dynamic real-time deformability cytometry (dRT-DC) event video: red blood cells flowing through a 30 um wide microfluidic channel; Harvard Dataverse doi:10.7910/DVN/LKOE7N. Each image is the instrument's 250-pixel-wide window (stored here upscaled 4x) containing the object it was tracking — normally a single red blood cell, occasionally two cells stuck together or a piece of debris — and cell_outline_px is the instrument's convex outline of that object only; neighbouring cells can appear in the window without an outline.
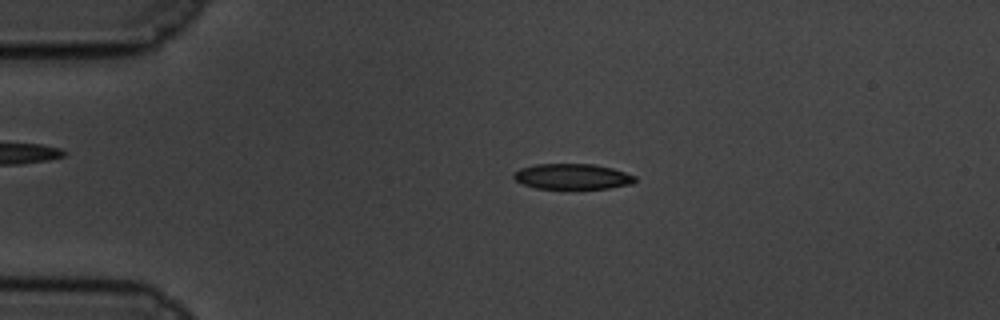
{"species": "common noctule bat (a hibernating species)", "species_latin": "Nyctalus noctula", "temperature_condition": "cold", "stored_images_in_passage": 58, "camera_frame_rate_fps": 3000, "um_per_image_px": 0.085, "animal": {"sex": "male", "body_mass_g": 19.5, "forearm_length_mm": 54.6}, "frame": {"image": 1, "passage_image": 12, "time_ms": 3.667, "image_size_px": [1000, 320], "cell_outline_px": [[636, 180], [632, 184], [608, 188], [536, 188], [524, 184], [516, 180], [512, 176], [520, 168], [536, 164], [592, 164], [612, 168], [636, 176]], "centroid_in_image_um": [48.66, 15.0], "position_along_channel_um": 36.3, "area_um2": 17.8}}
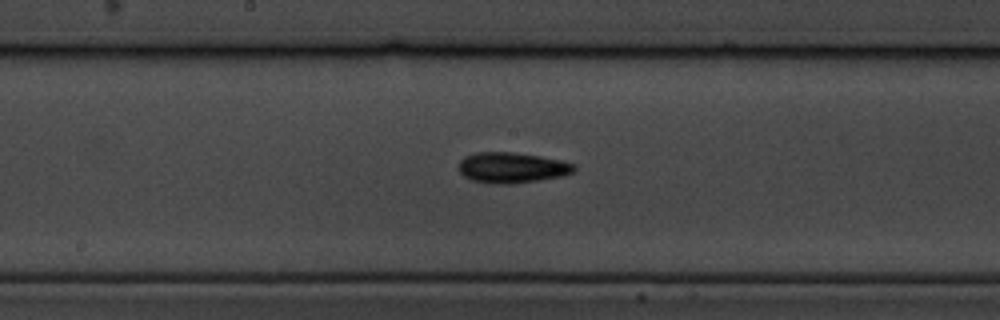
{"frame": {"image": 2, "passage_image": 30, "time_ms": 9.667, "image_size_px": [1000, 320], "cell_outline_px": [[576, 168], [572, 172], [560, 176], [536, 180], [508, 184], [496, 184], [472, 180], [464, 176], [460, 172], [460, 160], [464, 156], [476, 152], [512, 152], [540, 156], [560, 160], [576, 164]], "centroid_in_image_um": [43.5, 14.24], "position_along_channel_um": 204.7, "area_um2": 20.35}}
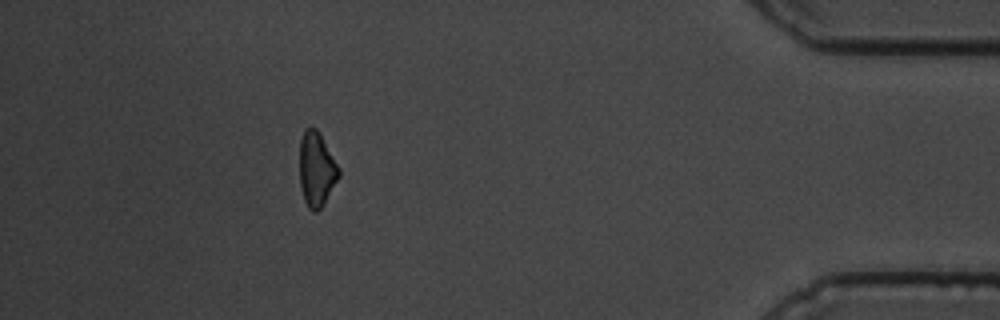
{"frame": {"image": 3, "passage_image": 52, "time_ms": 17.0, "image_size_px": [1000, 320], "cell_outline_px": [[340, 176], [324, 204], [316, 212], [312, 212], [308, 208], [304, 200], [300, 184], [300, 140], [304, 128], [316, 128], [340, 168]], "centroid_in_image_um": [26.9, 14.41], "position_along_channel_um": 408.3, "area_um2": 16.99}, "authors_computed_cell_mechanics": {"area_um2": 18.3804, "velocity_mm_per_s": 3.4439, "shape_relaxation_time_tau1_ms": 10.1706, "shape_relaxation_time_tau2_ms": null, "deformation_change_tau1": 0.1637, "deformation_change_tau2": null}}